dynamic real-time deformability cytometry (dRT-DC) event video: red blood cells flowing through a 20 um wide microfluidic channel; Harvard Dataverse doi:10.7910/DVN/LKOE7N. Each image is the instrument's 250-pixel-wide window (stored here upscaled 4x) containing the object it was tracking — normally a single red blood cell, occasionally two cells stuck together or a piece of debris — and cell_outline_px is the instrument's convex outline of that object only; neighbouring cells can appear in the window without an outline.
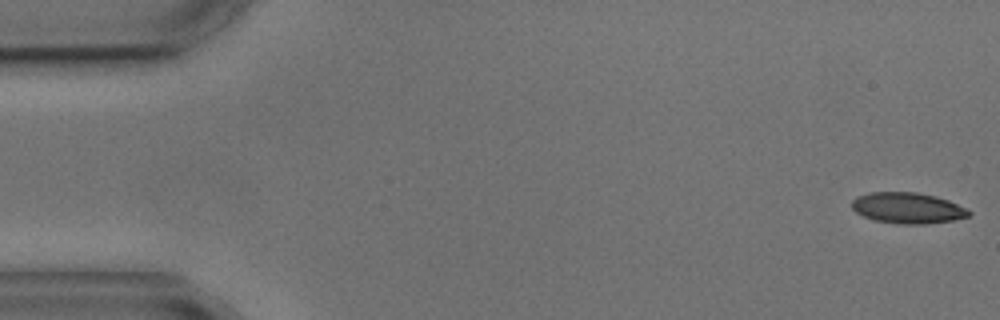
{"species": "common noctule bat (a hibernating species)", "species_latin": "Nyctalus noctula", "temperature_condition": "cold", "stored_images_in_passage": 4, "camera_frame_rate_fps": 3000, "um_per_image_px": 0.085, "animal": {"sex": "male", "body_mass_g": 17.9, "forearm_length_mm": 54.2}, "frame": {"image": 1, "passage_image": 1, "time_ms": 0.0, "image_size_px": [1000, 320], "cell_outline_px": [[972, 212], [968, 216], [952, 220], [924, 224], [900, 224], [872, 220], [856, 212], [852, 208], [852, 200], [856, 196], [868, 192], [916, 192], [936, 196], [948, 200], [968, 208]], "centroid_in_image_um": [77.14, 17.67], "position_along_channel_um": 7.9, "area_um2": 21.21}}
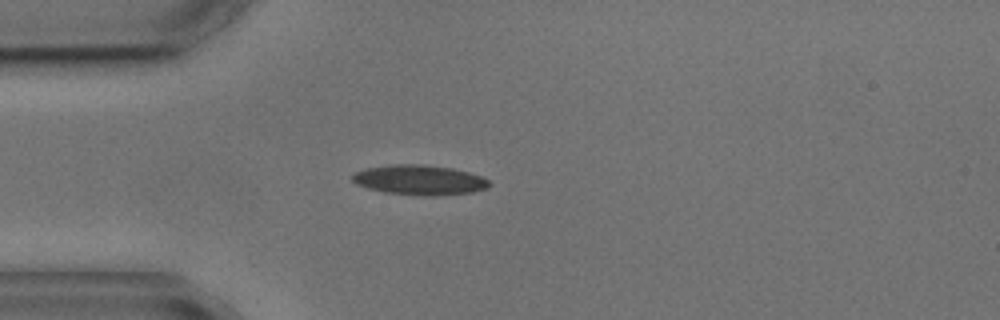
{"frame": {"image": 2, "passage_image": 4, "time_ms": 4.333, "image_size_px": [1000, 320], "cell_outline_px": [[492, 184], [488, 188], [472, 192], [436, 196], [424, 196], [384, 192], [368, 188], [356, 184], [352, 180], [352, 172], [364, 168], [392, 164], [424, 164], [452, 168], [468, 172], [480, 176], [488, 180]], "centroid_in_image_um": [35.63, 15.29], "position_along_channel_um": 49.4, "area_um2": 24.1}}